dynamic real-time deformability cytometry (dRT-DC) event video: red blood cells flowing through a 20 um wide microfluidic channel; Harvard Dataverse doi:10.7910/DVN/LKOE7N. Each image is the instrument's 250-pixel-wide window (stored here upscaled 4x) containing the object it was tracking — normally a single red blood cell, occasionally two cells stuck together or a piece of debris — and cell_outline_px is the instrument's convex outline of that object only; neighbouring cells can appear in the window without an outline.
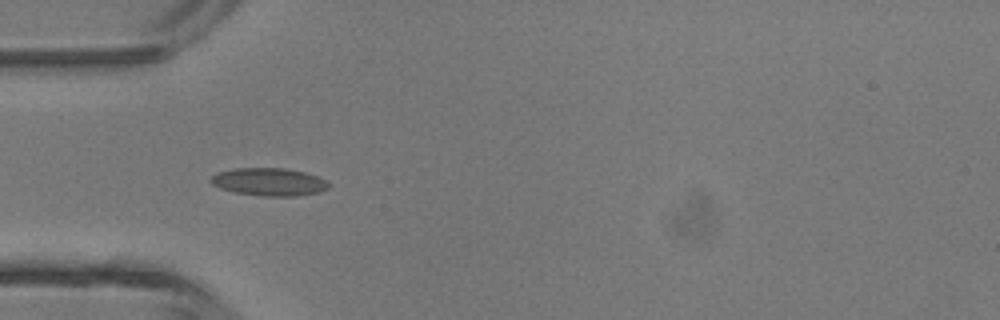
{"species": "common noctule bat (a hibernating species)", "species_latin": "Nyctalus noctula", "temperature_condition": "room temperature", "stored_images_in_passage": 5, "camera_frame_rate_fps": 3000, "um_per_image_px": 0.085, "animal": {"sex": "male", "body_mass_g": 13.3}, "frame": {"image": 1, "passage_image": 4, "time_ms": 1.0, "image_size_px": [1000, 320], "cell_outline_px": [[332, 184], [328, 188], [320, 192], [296, 196], [264, 196], [236, 192], [220, 188], [212, 184], [208, 180], [216, 172], [232, 168], [284, 168], [304, 172], [328, 180]], "centroid_in_image_um": [22.88, 15.45], "position_along_channel_um": 62.1, "area_um2": 19.25}}
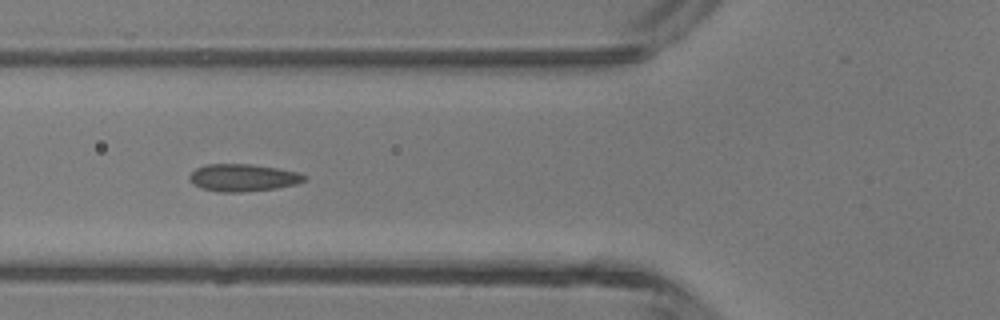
{"frame": {"image": 2, "passage_image": 5, "time_ms": 1.333, "image_size_px": [1000, 320], "cell_outline_px": [[308, 176], [304, 180], [296, 184], [276, 188], [240, 192], [220, 192], [204, 188], [192, 184], [188, 176], [196, 168], [208, 164], [252, 164], [276, 168], [296, 172]], "centroid_in_image_um": [20.64, 15.1], "position_along_channel_um": 105.2, "area_um2": 18.09}}